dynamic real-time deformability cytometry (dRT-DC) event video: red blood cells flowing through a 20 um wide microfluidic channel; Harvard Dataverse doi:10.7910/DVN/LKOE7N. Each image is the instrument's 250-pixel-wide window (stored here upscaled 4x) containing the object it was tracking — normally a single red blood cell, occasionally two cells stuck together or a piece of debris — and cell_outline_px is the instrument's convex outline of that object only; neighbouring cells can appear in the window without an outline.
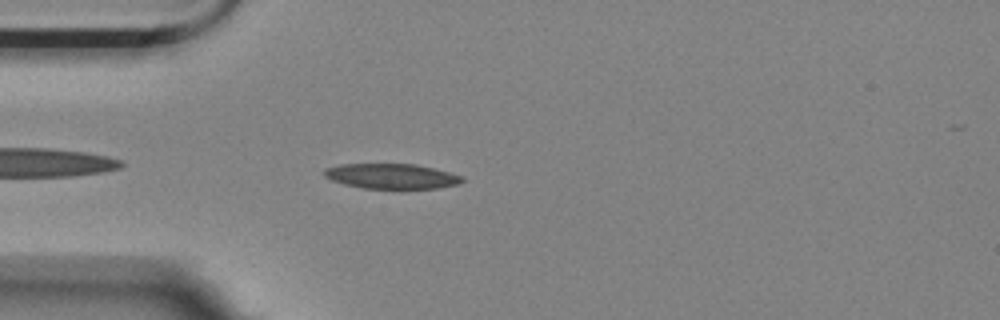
{"species": "Egyptian fruit bat (a non-hibernating species)", "species_latin": "Rousettus aegyptiacus", "temperature_condition": "room temperature", "stored_images_in_passage": 44, "camera_frame_rate_fps": 3000, "um_per_image_px": 0.085, "animal": {"sex": "female"}, "frame": {"image": 1, "passage_image": 3, "time_ms": 0.667, "image_size_px": [1000, 320], "cell_outline_px": [[464, 180], [456, 184], [436, 188], [364, 188], [344, 184], [332, 180], [324, 176], [324, 168], [340, 164], [416, 164], [464, 176]], "centroid_in_image_um": [33.25, 14.97], "position_along_channel_um": 51.7, "area_um2": 19.94}}
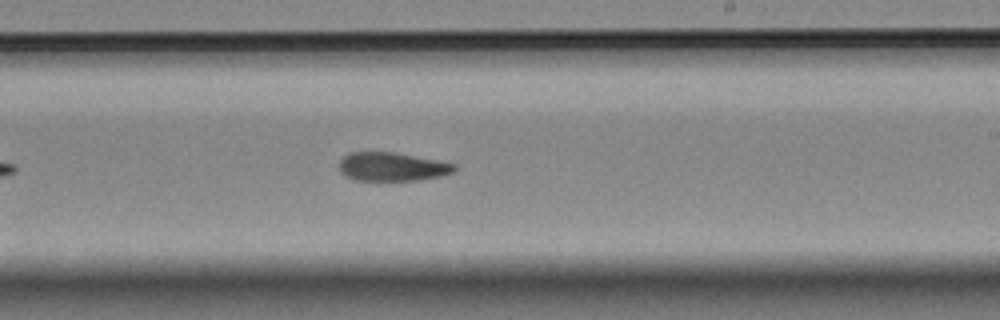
{"frame": {"image": 2, "passage_image": 21, "time_ms": 6.667, "image_size_px": [1000, 320], "cell_outline_px": [[456, 168], [452, 172], [440, 176], [420, 180], [356, 180], [340, 172], [340, 160], [348, 152], [392, 152], [436, 160], [456, 164]], "centroid_in_image_um": [33.32, 14.17], "position_along_channel_um": 255.7, "area_um2": 18.96}}
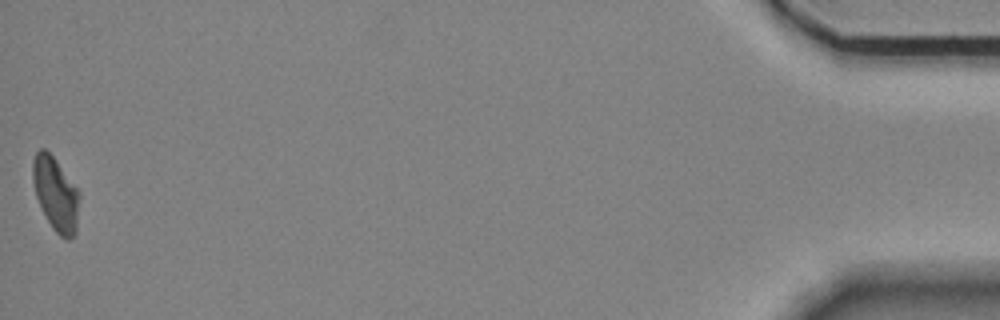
{"frame": {"image": 3, "passage_image": 44, "time_ms": 14.333, "image_size_px": [1000, 320], "cell_outline_px": [[80, 196], [76, 232], [68, 240], [60, 236], [52, 228], [36, 196], [32, 180], [32, 160], [36, 152], [40, 148], [44, 148], [56, 160], [80, 192]], "centroid_in_image_um": [4.74, 16.47], "position_along_channel_um": 430.5, "area_um2": 19.94}, "authors_computed_cell_mechanics": {"area_um2": 20.1722, "velocity_mm_per_s": 3.5255, "shape_relaxation_time_tau1_ms": 9.032, "shape_relaxation_time_tau2_ms": 5.65, "deformation_change_tau1": 0.2178, "deformation_change_tau2": 0.121}}